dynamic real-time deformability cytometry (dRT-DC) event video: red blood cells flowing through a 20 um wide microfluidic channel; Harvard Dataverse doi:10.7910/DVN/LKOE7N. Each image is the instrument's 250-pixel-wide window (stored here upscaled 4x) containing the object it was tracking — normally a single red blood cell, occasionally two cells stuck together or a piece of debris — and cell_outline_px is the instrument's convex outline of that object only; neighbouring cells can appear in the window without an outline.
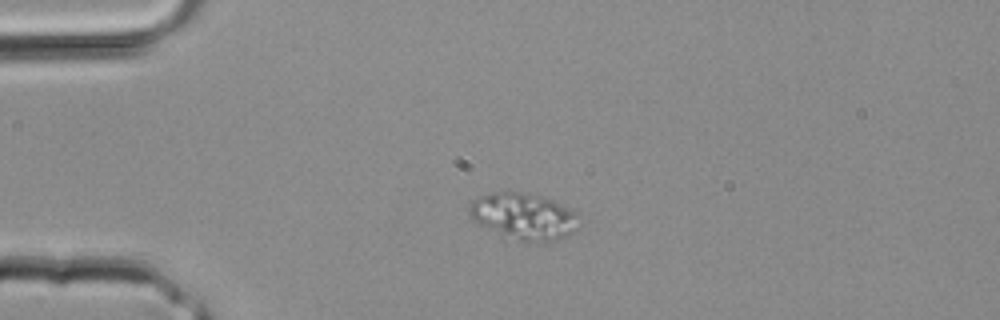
{"species": "common noctule bat (a hibernating species)", "species_latin": "Nyctalus noctula", "temperature_condition": "room temperature", "stored_images_in_passage": 3, "camera_frame_rate_fps": 3000, "um_per_image_px": 0.085, "animal": {"sex": "male", "body_mass_g": 20.4}, "frame": {"image": 1, "passage_image": 3, "time_ms": 0.667, "image_size_px": [1000, 320], "cell_outline_px": [[580, 228], [564, 236], [552, 240], [500, 240], [480, 224], [472, 216], [468, 208], [468, 204], [476, 196], [508, 188], [540, 196], [552, 200], [580, 212]], "centroid_in_image_um": [44.48, 18.35], "position_along_channel_um": 40.5, "area_um2": 30.81}}